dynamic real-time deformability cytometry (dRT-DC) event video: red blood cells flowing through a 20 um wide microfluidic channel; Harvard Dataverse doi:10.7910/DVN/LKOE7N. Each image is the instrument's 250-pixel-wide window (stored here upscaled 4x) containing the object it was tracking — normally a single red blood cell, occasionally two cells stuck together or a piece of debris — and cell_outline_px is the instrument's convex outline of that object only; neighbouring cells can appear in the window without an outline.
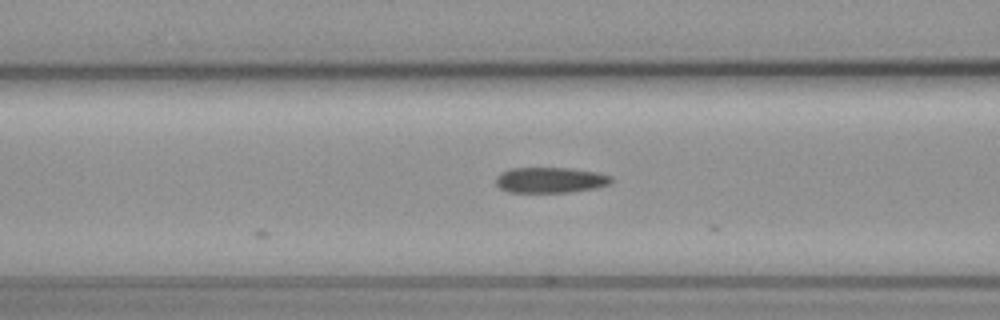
{"species": "common noctule bat (a hibernating species)", "species_latin": "Nyctalus noctula", "temperature_condition": "cold", "stored_images_in_passage": 11, "camera_frame_rate_fps": 3000, "um_per_image_px": 0.085, "animal": {"sex": "female", "body_mass_g": 19.3, "forearm_length_mm": 54.1}, "frame": {"image": 1, "passage_image": 11, "time_ms": 3.333, "image_size_px": [1000, 320], "cell_outline_px": [[612, 184], [596, 188], [568, 192], [508, 192], [500, 188], [496, 184], [496, 176], [500, 172], [512, 168], [572, 168], [596, 172], [612, 176]], "centroid_in_image_um": [46.79, 15.3], "position_along_channel_um": 119.8, "area_um2": 17.34}}